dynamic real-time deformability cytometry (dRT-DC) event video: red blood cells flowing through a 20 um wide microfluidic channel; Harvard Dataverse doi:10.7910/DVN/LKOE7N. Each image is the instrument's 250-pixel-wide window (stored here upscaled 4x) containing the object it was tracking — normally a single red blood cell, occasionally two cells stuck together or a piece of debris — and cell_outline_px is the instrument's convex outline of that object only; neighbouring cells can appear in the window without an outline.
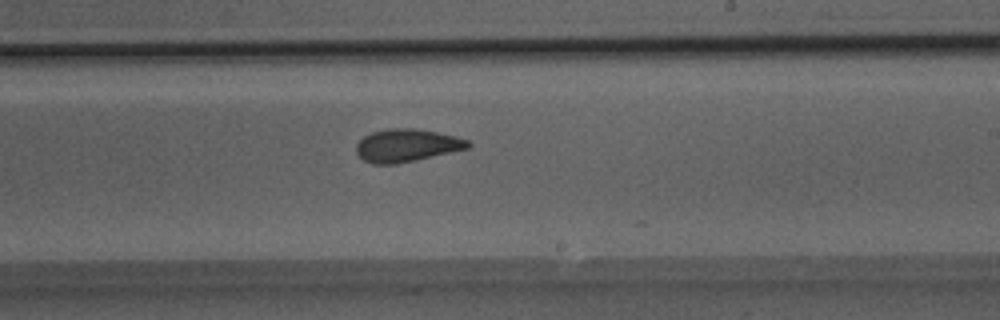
{"species": "Egyptian fruit bat (a non-hibernating species)", "species_latin": "Rousettus aegyptiacus", "temperature_condition": "room temperature", "stored_images_in_passage": 34, "camera_frame_rate_fps": 3000, "um_per_image_px": 0.085, "animal": {"sex": "male"}, "frame": {"image": 1, "passage_image": 18, "time_ms": 5.667, "image_size_px": [1000, 320], "cell_outline_px": [[472, 144], [468, 148], [416, 160], [396, 164], [372, 164], [364, 160], [356, 152], [356, 144], [364, 136], [372, 132], [388, 128], [416, 128], [456, 136], [468, 140]], "centroid_in_image_um": [34.56, 12.36], "position_along_channel_um": 254.4, "area_um2": 21.33}}
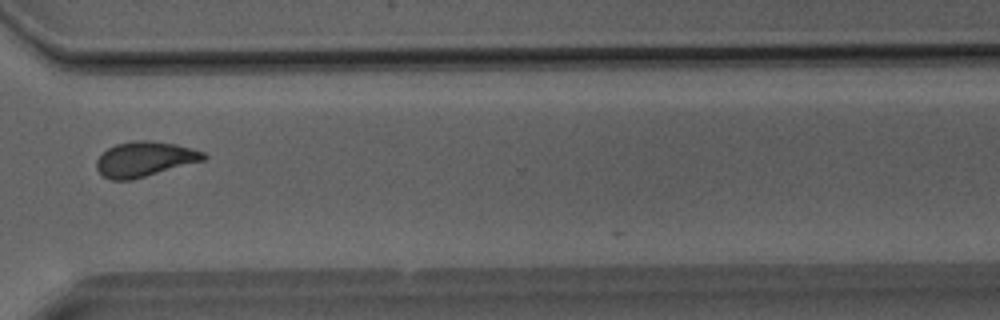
{"frame": {"image": 2, "passage_image": 24, "time_ms": 7.667, "image_size_px": [1000, 320], "cell_outline_px": [[208, 156], [204, 160], [132, 180], [112, 180], [104, 176], [96, 168], [96, 160], [108, 148], [116, 144], [136, 140], [152, 140], [176, 144], [204, 152]], "centroid_in_image_um": [12.3, 13.52], "position_along_channel_um": 358.3, "area_um2": 21.73}}
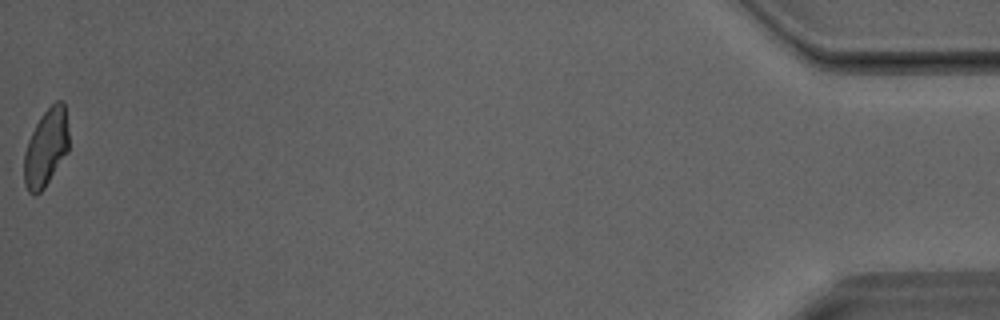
{"frame": {"image": 3, "passage_image": 34, "time_ms": 11.0, "image_size_px": [1000, 320], "cell_outline_px": [[68, 152], [44, 188], [36, 196], [28, 192], [24, 184], [24, 152], [28, 140], [40, 116], [56, 100], [64, 100], [68, 128]], "centroid_in_image_um": [3.91, 12.56], "position_along_channel_um": 431.3, "area_um2": 20.35}}